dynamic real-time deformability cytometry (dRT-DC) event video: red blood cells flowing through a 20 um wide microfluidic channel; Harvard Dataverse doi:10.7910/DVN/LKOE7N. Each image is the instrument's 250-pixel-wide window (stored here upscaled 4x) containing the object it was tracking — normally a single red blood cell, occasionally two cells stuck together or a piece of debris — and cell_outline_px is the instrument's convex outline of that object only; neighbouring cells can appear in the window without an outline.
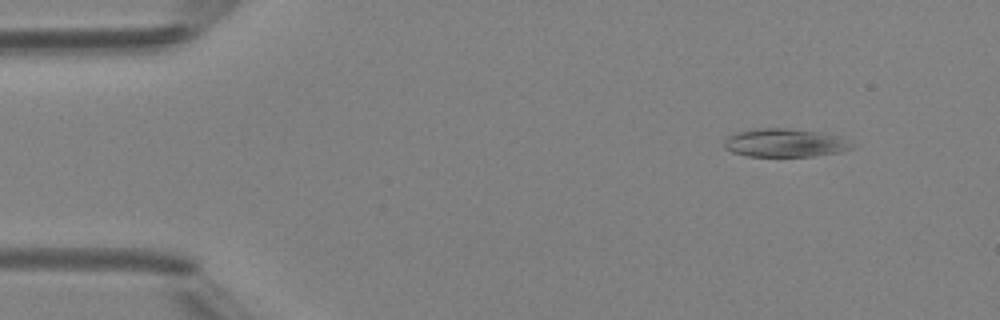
{"species": "Egyptian fruit bat (a non-hibernating species)", "species_latin": "Rousettus aegyptiacus", "temperature_condition": "room temperature", "stored_images_in_passage": 5, "camera_frame_rate_fps": 3000, "um_per_image_px": 0.085, "animal": {"sex": "female"}, "frame": {"image": 1, "passage_image": 2, "time_ms": 1.333, "image_size_px": [1000, 320], "cell_outline_px": [[860, 144], [856, 148], [840, 152], [812, 156], [748, 156], [732, 152], [724, 148], [724, 140], [728, 136], [736, 132], [760, 128], [788, 128], [816, 132], [836, 136]], "centroid_in_image_um": [66.77, 12.15], "position_along_channel_um": 18.2, "area_um2": 21.21}}
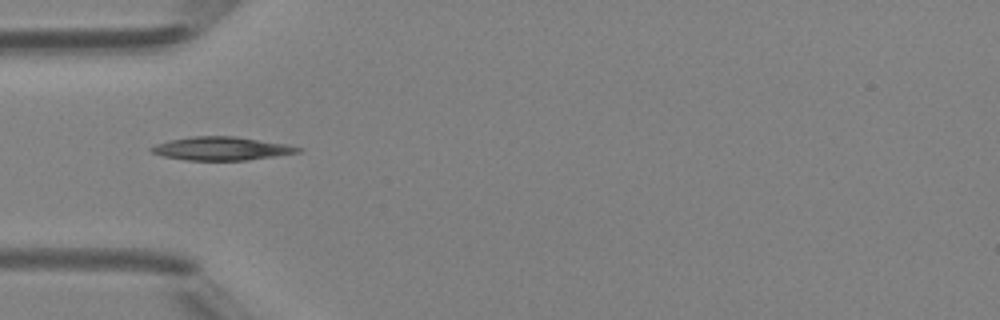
{"frame": {"image": 2, "passage_image": 5, "time_ms": 4.667, "image_size_px": [1000, 320], "cell_outline_px": [[304, 148], [300, 152], [276, 156], [244, 160], [188, 160], [164, 156], [152, 152], [148, 148], [156, 144], [168, 140], [192, 136], [236, 136], [284, 144]], "centroid_in_image_um": [18.81, 12.62], "position_along_channel_um": 66.2, "area_um2": 19.83}}